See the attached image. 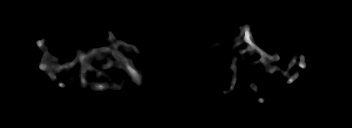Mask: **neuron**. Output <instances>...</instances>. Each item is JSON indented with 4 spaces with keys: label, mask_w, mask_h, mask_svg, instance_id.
<instances>
[{
    "label": "neuron",
    "mask_w": 352,
    "mask_h": 128,
    "mask_svg": "<svg viewBox=\"0 0 352 128\" xmlns=\"http://www.w3.org/2000/svg\"><path fill=\"white\" fill-rule=\"evenodd\" d=\"M242 32L239 35V38L235 39L233 41V47H232V52H235L234 57L232 58V65L230 67H228V70H232L233 71V76H232V81L229 87V91L234 90V85L237 82V72H236V62H237V58L240 57L242 60H244V54L246 52H249L250 56H252L254 53H258L261 55V59L259 60H255L252 62V65L261 63L264 65L265 67V71L270 72V73H275L276 71H279L282 76L288 77L287 83L288 84H292L294 83L297 79H298V73H295L293 75L290 76V74L288 73V71L284 72L283 70H280L276 65H271V62L277 61L279 60L281 57L278 56V54H274L271 55L269 53H266L264 50L260 49L257 44L253 41L252 35H251V27L249 25H243V27L241 28ZM109 34V38H106V41H112V45L109 46H102L99 49H92V48H87L88 53L85 54L83 53L81 50H76L75 51V55H76V59L74 60V62L72 63H66L65 65H58L57 64V59L55 58V56L51 55V53L49 52V49H47L44 46V43L46 41L45 38H43L42 40H38L36 41V44L39 48H41L43 50V55H42V59L41 62L39 64V68L42 71H45L50 77L51 79H56V72L61 70V69H73L76 64L79 62L80 68L79 73H80V86L82 88H85L87 83L85 80L86 77V73L92 72V71H96L97 74V78H99L100 76H108L106 75L105 72L100 71L98 68H91L89 67V64L91 63V61H95L98 60V57H103V58H107L105 55L111 54L113 57H115L117 59V63H113L112 60L109 61L108 59V63L105 64L103 67L104 68H108V67H113L114 64H116V66L118 68H123L128 75L131 76V79L133 82H135L138 86L142 84L143 82V76L141 74V70H138L137 68H135V65L131 63V58L130 57H126L123 55V53L121 52L119 47H123L126 52L128 50L133 49L134 53L137 55H140L141 53L138 51V49L135 47V45H129L126 42L122 41V40H118L114 37L112 32H108ZM225 42L221 43V42H217L216 44H213L210 49H212L215 46H221L223 45ZM247 44L248 47H246L244 50L241 49V45L242 44ZM305 57L303 54L300 55V61L298 63L299 67L304 69L307 67V64L304 61ZM297 63V60L294 58L292 61H290L289 63V67L288 69L290 70L291 67ZM51 69L49 70L48 68ZM67 79H69L70 81H72L71 75L68 73L67 75ZM125 84V78L122 79V81L120 82V85H116V84H109L107 82L102 83V84H98L97 82H93L92 83V87L94 89H96L97 91H103V90H107L109 89H116V90H120L122 88V84ZM250 87L251 89H253L254 94L257 93V85L255 83H250ZM265 98L261 97L258 99V102L260 103H264Z\"/></svg>",
    "instance_id": "1"
}]
</instances>
